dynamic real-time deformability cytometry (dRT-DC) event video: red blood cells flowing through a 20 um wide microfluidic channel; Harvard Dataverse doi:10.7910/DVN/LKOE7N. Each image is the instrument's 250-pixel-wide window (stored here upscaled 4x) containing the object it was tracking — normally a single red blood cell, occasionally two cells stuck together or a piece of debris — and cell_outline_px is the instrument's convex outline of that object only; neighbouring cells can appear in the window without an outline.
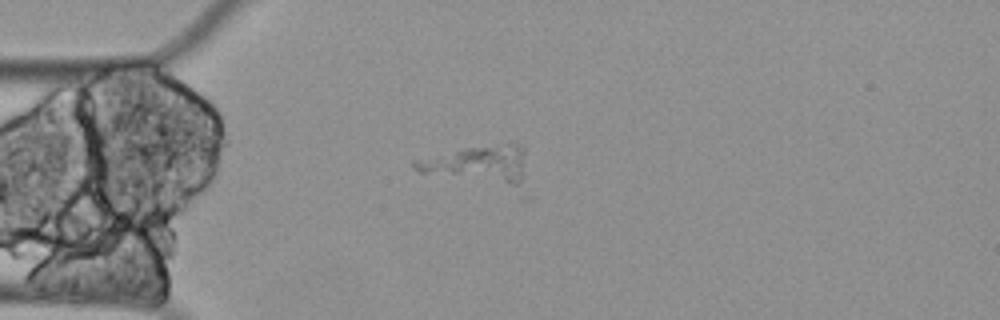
{"species": "Egyptian fruit bat (a non-hibernating species)", "species_latin": "Rousettus aegyptiacus", "temperature_condition": "cold", "stored_images_in_passage": 46, "camera_frame_rate_fps": 3000, "um_per_image_px": 0.085, "animal": {"sex": "female"}, "frame": {"image": 1, "passage_image": 1, "time_ms": 0.0, "image_size_px": [1000, 320], "cell_outline_px": [[532, 200], [520, 200], [420, 172], [412, 168], [412, 160], [464, 148], [500, 144], [524, 144], [532, 196]], "centroid_in_image_um": [41.07, 14.35], "position_along_channel_um": 43.9, "area_um2": 30.92}}
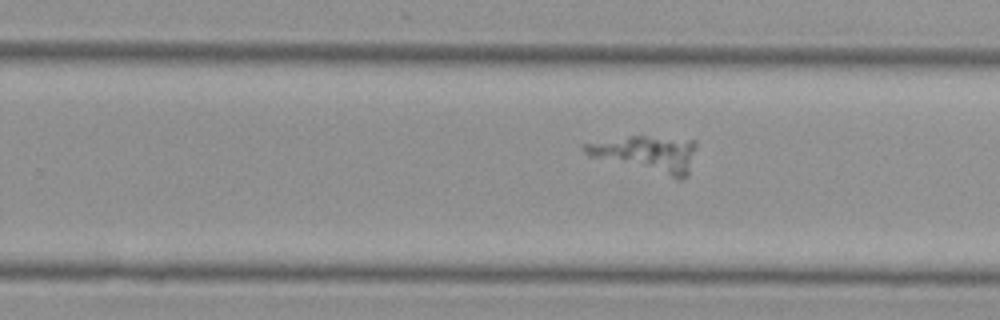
{"frame": {"image": 2, "passage_image": 23, "time_ms": 7.333, "image_size_px": [1000, 320], "cell_outline_px": [[696, 144], [688, 176], [680, 180], [676, 180], [588, 156], [580, 148], [584, 144], [628, 136], [644, 136], [696, 140]], "centroid_in_image_um": [54.98, 13.12], "position_along_channel_um": 274.8, "area_um2": 24.04}}
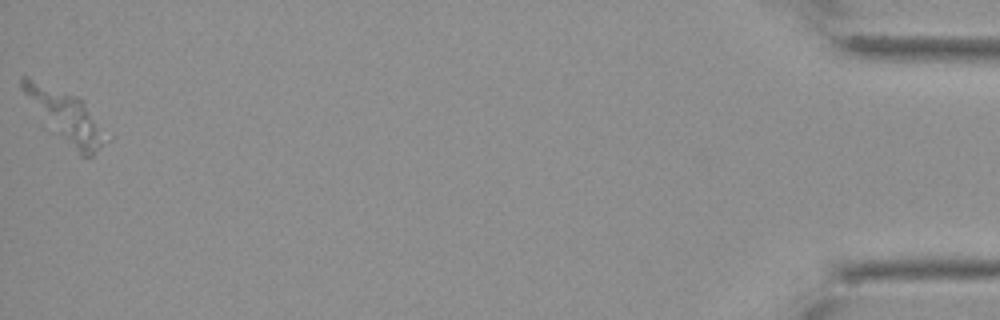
{"frame": {"image": 3, "passage_image": 46, "time_ms": 15.0, "image_size_px": [1000, 320], "cell_outline_px": [[112, 140], [92, 156], [80, 156], [56, 132], [20, 88], [20, 76], [28, 76], [76, 96], [80, 100], [112, 136]], "centroid_in_image_um": [5.71, 9.92], "position_along_channel_um": 429.5, "area_um2": 24.16}}